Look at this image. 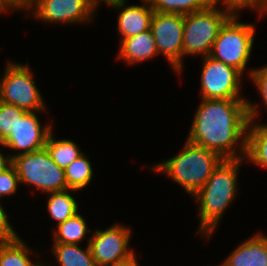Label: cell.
Listing matches in <instances>:
<instances>
[{
	"instance_id": "cell-5",
	"label": "cell",
	"mask_w": 267,
	"mask_h": 266,
	"mask_svg": "<svg viewBox=\"0 0 267 266\" xmlns=\"http://www.w3.org/2000/svg\"><path fill=\"white\" fill-rule=\"evenodd\" d=\"M231 16L221 27L209 56L235 67L242 74L250 59L255 36V25L237 21Z\"/></svg>"
},
{
	"instance_id": "cell-29",
	"label": "cell",
	"mask_w": 267,
	"mask_h": 266,
	"mask_svg": "<svg viewBox=\"0 0 267 266\" xmlns=\"http://www.w3.org/2000/svg\"><path fill=\"white\" fill-rule=\"evenodd\" d=\"M29 8V0H0V11L5 13L6 11L13 10H27ZM13 9V10H12Z\"/></svg>"
},
{
	"instance_id": "cell-20",
	"label": "cell",
	"mask_w": 267,
	"mask_h": 266,
	"mask_svg": "<svg viewBox=\"0 0 267 266\" xmlns=\"http://www.w3.org/2000/svg\"><path fill=\"white\" fill-rule=\"evenodd\" d=\"M74 190L66 189L63 191L50 192L47 200V210L52 219L59 223L75 216L78 211V203L69 192Z\"/></svg>"
},
{
	"instance_id": "cell-19",
	"label": "cell",
	"mask_w": 267,
	"mask_h": 266,
	"mask_svg": "<svg viewBox=\"0 0 267 266\" xmlns=\"http://www.w3.org/2000/svg\"><path fill=\"white\" fill-rule=\"evenodd\" d=\"M57 225L58 229L53 231L54 244H79L83 238H87V233L93 232L79 213Z\"/></svg>"
},
{
	"instance_id": "cell-24",
	"label": "cell",
	"mask_w": 267,
	"mask_h": 266,
	"mask_svg": "<svg viewBox=\"0 0 267 266\" xmlns=\"http://www.w3.org/2000/svg\"><path fill=\"white\" fill-rule=\"evenodd\" d=\"M25 112L17 106L0 101V144L14 133L18 119Z\"/></svg>"
},
{
	"instance_id": "cell-15",
	"label": "cell",
	"mask_w": 267,
	"mask_h": 266,
	"mask_svg": "<svg viewBox=\"0 0 267 266\" xmlns=\"http://www.w3.org/2000/svg\"><path fill=\"white\" fill-rule=\"evenodd\" d=\"M117 58L128 64H138L158 55V49L151 30L120 40Z\"/></svg>"
},
{
	"instance_id": "cell-32",
	"label": "cell",
	"mask_w": 267,
	"mask_h": 266,
	"mask_svg": "<svg viewBox=\"0 0 267 266\" xmlns=\"http://www.w3.org/2000/svg\"><path fill=\"white\" fill-rule=\"evenodd\" d=\"M93 6L97 9L99 3H106V5H108L109 3H112L114 0H89Z\"/></svg>"
},
{
	"instance_id": "cell-3",
	"label": "cell",
	"mask_w": 267,
	"mask_h": 266,
	"mask_svg": "<svg viewBox=\"0 0 267 266\" xmlns=\"http://www.w3.org/2000/svg\"><path fill=\"white\" fill-rule=\"evenodd\" d=\"M224 159L217 153L186 141L178 155L152 166L168 175L175 183L194 196Z\"/></svg>"
},
{
	"instance_id": "cell-26",
	"label": "cell",
	"mask_w": 267,
	"mask_h": 266,
	"mask_svg": "<svg viewBox=\"0 0 267 266\" xmlns=\"http://www.w3.org/2000/svg\"><path fill=\"white\" fill-rule=\"evenodd\" d=\"M222 2L225 8L223 10L229 13L231 16H239L237 12H239V9L243 8H255L258 10L259 15L262 6V0H213V4L216 6Z\"/></svg>"
},
{
	"instance_id": "cell-8",
	"label": "cell",
	"mask_w": 267,
	"mask_h": 266,
	"mask_svg": "<svg viewBox=\"0 0 267 266\" xmlns=\"http://www.w3.org/2000/svg\"><path fill=\"white\" fill-rule=\"evenodd\" d=\"M201 99H245L241 95L242 73L235 67L213 59L203 58Z\"/></svg>"
},
{
	"instance_id": "cell-14",
	"label": "cell",
	"mask_w": 267,
	"mask_h": 266,
	"mask_svg": "<svg viewBox=\"0 0 267 266\" xmlns=\"http://www.w3.org/2000/svg\"><path fill=\"white\" fill-rule=\"evenodd\" d=\"M224 266H267V235L255 234L222 262Z\"/></svg>"
},
{
	"instance_id": "cell-25",
	"label": "cell",
	"mask_w": 267,
	"mask_h": 266,
	"mask_svg": "<svg viewBox=\"0 0 267 266\" xmlns=\"http://www.w3.org/2000/svg\"><path fill=\"white\" fill-rule=\"evenodd\" d=\"M19 177L15 167L10 164L4 170L0 171V199L3 196H11L18 189Z\"/></svg>"
},
{
	"instance_id": "cell-17",
	"label": "cell",
	"mask_w": 267,
	"mask_h": 266,
	"mask_svg": "<svg viewBox=\"0 0 267 266\" xmlns=\"http://www.w3.org/2000/svg\"><path fill=\"white\" fill-rule=\"evenodd\" d=\"M29 248L21 236L14 241L0 243V266H44L31 260Z\"/></svg>"
},
{
	"instance_id": "cell-30",
	"label": "cell",
	"mask_w": 267,
	"mask_h": 266,
	"mask_svg": "<svg viewBox=\"0 0 267 266\" xmlns=\"http://www.w3.org/2000/svg\"><path fill=\"white\" fill-rule=\"evenodd\" d=\"M111 266H140V265L137 261V256L133 255L131 258H129L123 262L116 263V264L111 265Z\"/></svg>"
},
{
	"instance_id": "cell-1",
	"label": "cell",
	"mask_w": 267,
	"mask_h": 266,
	"mask_svg": "<svg viewBox=\"0 0 267 266\" xmlns=\"http://www.w3.org/2000/svg\"><path fill=\"white\" fill-rule=\"evenodd\" d=\"M201 100L187 141L223 159L245 158L249 119L259 117V107L248 99Z\"/></svg>"
},
{
	"instance_id": "cell-23",
	"label": "cell",
	"mask_w": 267,
	"mask_h": 266,
	"mask_svg": "<svg viewBox=\"0 0 267 266\" xmlns=\"http://www.w3.org/2000/svg\"><path fill=\"white\" fill-rule=\"evenodd\" d=\"M154 12L187 15L203 10L213 4V0H149Z\"/></svg>"
},
{
	"instance_id": "cell-18",
	"label": "cell",
	"mask_w": 267,
	"mask_h": 266,
	"mask_svg": "<svg viewBox=\"0 0 267 266\" xmlns=\"http://www.w3.org/2000/svg\"><path fill=\"white\" fill-rule=\"evenodd\" d=\"M52 252L59 266H96L89 243L86 249L79 244H53Z\"/></svg>"
},
{
	"instance_id": "cell-7",
	"label": "cell",
	"mask_w": 267,
	"mask_h": 266,
	"mask_svg": "<svg viewBox=\"0 0 267 266\" xmlns=\"http://www.w3.org/2000/svg\"><path fill=\"white\" fill-rule=\"evenodd\" d=\"M33 78L30 66L9 62L0 79V101L27 112H44L46 106Z\"/></svg>"
},
{
	"instance_id": "cell-16",
	"label": "cell",
	"mask_w": 267,
	"mask_h": 266,
	"mask_svg": "<svg viewBox=\"0 0 267 266\" xmlns=\"http://www.w3.org/2000/svg\"><path fill=\"white\" fill-rule=\"evenodd\" d=\"M245 159L267 169V124H258L254 119H249Z\"/></svg>"
},
{
	"instance_id": "cell-33",
	"label": "cell",
	"mask_w": 267,
	"mask_h": 266,
	"mask_svg": "<svg viewBox=\"0 0 267 266\" xmlns=\"http://www.w3.org/2000/svg\"><path fill=\"white\" fill-rule=\"evenodd\" d=\"M267 12V0H262V6L259 17L263 16V13Z\"/></svg>"
},
{
	"instance_id": "cell-13",
	"label": "cell",
	"mask_w": 267,
	"mask_h": 266,
	"mask_svg": "<svg viewBox=\"0 0 267 266\" xmlns=\"http://www.w3.org/2000/svg\"><path fill=\"white\" fill-rule=\"evenodd\" d=\"M143 5H129L126 0H114L108 5L120 11L117 19V30L120 33L121 40L131 36L138 35L150 30L151 19L154 10L149 0H142Z\"/></svg>"
},
{
	"instance_id": "cell-4",
	"label": "cell",
	"mask_w": 267,
	"mask_h": 266,
	"mask_svg": "<svg viewBox=\"0 0 267 266\" xmlns=\"http://www.w3.org/2000/svg\"><path fill=\"white\" fill-rule=\"evenodd\" d=\"M231 17L216 5L184 17L182 58L184 55L209 56L221 27Z\"/></svg>"
},
{
	"instance_id": "cell-31",
	"label": "cell",
	"mask_w": 267,
	"mask_h": 266,
	"mask_svg": "<svg viewBox=\"0 0 267 266\" xmlns=\"http://www.w3.org/2000/svg\"><path fill=\"white\" fill-rule=\"evenodd\" d=\"M10 164H11L10 158L5 157V155L2 154V150H0V171L4 170Z\"/></svg>"
},
{
	"instance_id": "cell-2",
	"label": "cell",
	"mask_w": 267,
	"mask_h": 266,
	"mask_svg": "<svg viewBox=\"0 0 267 266\" xmlns=\"http://www.w3.org/2000/svg\"><path fill=\"white\" fill-rule=\"evenodd\" d=\"M245 158L224 159L213 171L204 186L193 196L199 203L200 226L198 232L206 239L215 231L230 203L237 196V177Z\"/></svg>"
},
{
	"instance_id": "cell-9",
	"label": "cell",
	"mask_w": 267,
	"mask_h": 266,
	"mask_svg": "<svg viewBox=\"0 0 267 266\" xmlns=\"http://www.w3.org/2000/svg\"><path fill=\"white\" fill-rule=\"evenodd\" d=\"M184 17L182 14L154 12L150 30L155 39L158 54H163L175 73L182 72V47Z\"/></svg>"
},
{
	"instance_id": "cell-22",
	"label": "cell",
	"mask_w": 267,
	"mask_h": 266,
	"mask_svg": "<svg viewBox=\"0 0 267 266\" xmlns=\"http://www.w3.org/2000/svg\"><path fill=\"white\" fill-rule=\"evenodd\" d=\"M93 169L89 158L84 153L65 168L67 187L78 191L91 183Z\"/></svg>"
},
{
	"instance_id": "cell-6",
	"label": "cell",
	"mask_w": 267,
	"mask_h": 266,
	"mask_svg": "<svg viewBox=\"0 0 267 266\" xmlns=\"http://www.w3.org/2000/svg\"><path fill=\"white\" fill-rule=\"evenodd\" d=\"M19 182L50 193L68 189L65 170L51 158L46 148L15 156L11 160Z\"/></svg>"
},
{
	"instance_id": "cell-11",
	"label": "cell",
	"mask_w": 267,
	"mask_h": 266,
	"mask_svg": "<svg viewBox=\"0 0 267 266\" xmlns=\"http://www.w3.org/2000/svg\"><path fill=\"white\" fill-rule=\"evenodd\" d=\"M40 21L50 23L90 22L96 8L89 0H29L28 11Z\"/></svg>"
},
{
	"instance_id": "cell-27",
	"label": "cell",
	"mask_w": 267,
	"mask_h": 266,
	"mask_svg": "<svg viewBox=\"0 0 267 266\" xmlns=\"http://www.w3.org/2000/svg\"><path fill=\"white\" fill-rule=\"evenodd\" d=\"M248 73L252 82L259 90L258 92L262 96L264 105L267 107V64L261 68L259 67L258 69H252L248 71Z\"/></svg>"
},
{
	"instance_id": "cell-28",
	"label": "cell",
	"mask_w": 267,
	"mask_h": 266,
	"mask_svg": "<svg viewBox=\"0 0 267 266\" xmlns=\"http://www.w3.org/2000/svg\"><path fill=\"white\" fill-rule=\"evenodd\" d=\"M0 201V243H7L16 240L19 235L14 231Z\"/></svg>"
},
{
	"instance_id": "cell-21",
	"label": "cell",
	"mask_w": 267,
	"mask_h": 266,
	"mask_svg": "<svg viewBox=\"0 0 267 266\" xmlns=\"http://www.w3.org/2000/svg\"><path fill=\"white\" fill-rule=\"evenodd\" d=\"M53 131L50 132L45 148L49 152L52 160L65 170L75 159L80 157L83 152L76 143L68 139H59L53 137ZM81 151V152H80Z\"/></svg>"
},
{
	"instance_id": "cell-10",
	"label": "cell",
	"mask_w": 267,
	"mask_h": 266,
	"mask_svg": "<svg viewBox=\"0 0 267 266\" xmlns=\"http://www.w3.org/2000/svg\"><path fill=\"white\" fill-rule=\"evenodd\" d=\"M131 235V229L120 224L95 230L87 243L96 266H111L135 255L133 249L129 248Z\"/></svg>"
},
{
	"instance_id": "cell-12",
	"label": "cell",
	"mask_w": 267,
	"mask_h": 266,
	"mask_svg": "<svg viewBox=\"0 0 267 266\" xmlns=\"http://www.w3.org/2000/svg\"><path fill=\"white\" fill-rule=\"evenodd\" d=\"M38 111L25 112L17 121L14 133H12L0 146L9 147L21 152L8 155L10 160L15 156L35 152L45 148L47 138L52 131V125L41 127L38 119Z\"/></svg>"
}]
</instances>
